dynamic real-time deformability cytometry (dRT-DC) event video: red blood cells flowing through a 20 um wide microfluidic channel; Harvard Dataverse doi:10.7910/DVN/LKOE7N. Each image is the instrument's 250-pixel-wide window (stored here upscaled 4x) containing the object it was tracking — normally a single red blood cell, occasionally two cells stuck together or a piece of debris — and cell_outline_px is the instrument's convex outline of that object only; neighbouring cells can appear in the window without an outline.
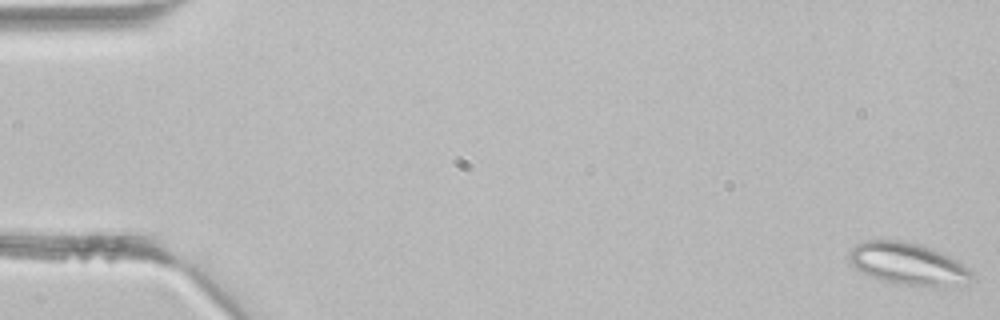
{"species": "common noctule bat (a hibernating species)", "species_latin": "Nyctalus noctula", "temperature_condition": "room temperature", "stored_images_in_passage": 43, "segment_of_instrument_passage": [1, 2], "camera_frame_rate_fps": 3000, "um_per_image_px": 0.085, "animal": {"sex": "male", "body_mass_g": 21.5, "forearm_length_mm": 52.0}, "frame": {"image": 1, "passage_image": 1, "time_ms": 0.0, "image_size_px": [1000, 320], "cell_outline_px": [[972, 276], [964, 284], [892, 284], [868, 276], [856, 268], [848, 260], [848, 252], [856, 244], [864, 240], [904, 240], [920, 244], [932, 248], [956, 260], [968, 268], [972, 272]], "centroid_in_image_um": [77.07, 22.38], "position_along_channel_um": 7.9, "area_um2": 29.59}}
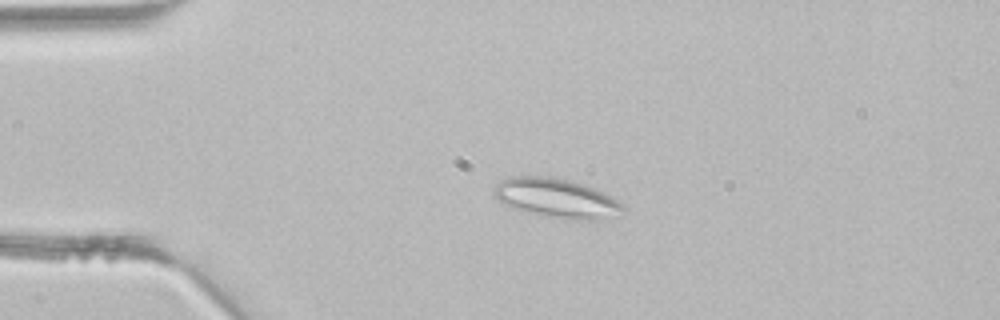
{"frame": {"image": 2, "passage_image": 10, "time_ms": 3.0, "image_size_px": [1000, 320], "cell_outline_px": [[624, 208], [588, 220], [564, 220], [544, 216], [512, 208], [496, 200], [492, 196], [492, 188], [500, 180], [512, 176], [552, 176], [568, 180], [604, 192], [612, 196], [624, 204]], "centroid_in_image_um": [47.13, 16.81], "position_along_channel_um": 37.9, "area_um2": 29.19}}